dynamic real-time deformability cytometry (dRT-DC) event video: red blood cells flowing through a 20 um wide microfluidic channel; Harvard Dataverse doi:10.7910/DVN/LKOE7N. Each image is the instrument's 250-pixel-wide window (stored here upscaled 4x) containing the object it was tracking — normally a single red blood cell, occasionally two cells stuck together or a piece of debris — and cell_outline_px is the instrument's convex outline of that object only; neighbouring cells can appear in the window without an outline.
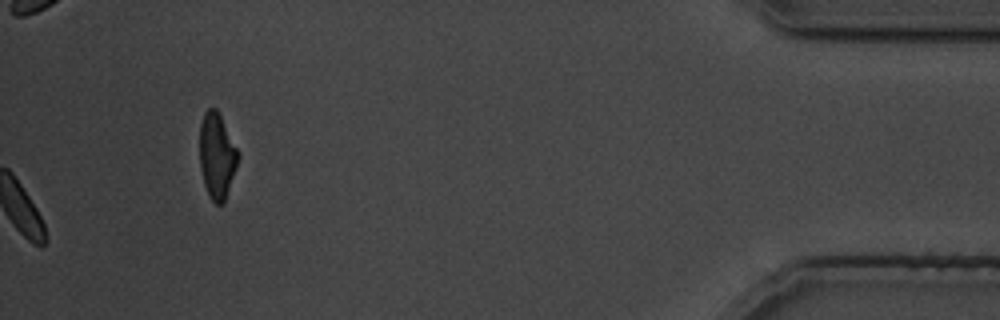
{"species": "common noctule bat (a hibernating species)", "species_latin": "Nyctalus noctula", "temperature_condition": "cold", "stored_images_in_passage": 28, "camera_frame_rate_fps": 3000, "um_per_image_px": 0.085, "animal": {"sex": "male", "body_mass_g": 19.5, "forearm_length_mm": 54.6}, "frame": {"image": 1, "passage_image": 28, "time_ms": 33.667, "image_size_px": [1000, 320], "cell_outline_px": [[236, 168], [224, 200], [220, 204], [216, 204], [212, 200], [204, 184], [200, 168], [200, 124], [204, 112], [208, 108], [216, 108], [236, 148]], "centroid_in_image_um": [18.39, 13.22], "position_along_channel_um": 416.8, "area_um2": 18.38}}